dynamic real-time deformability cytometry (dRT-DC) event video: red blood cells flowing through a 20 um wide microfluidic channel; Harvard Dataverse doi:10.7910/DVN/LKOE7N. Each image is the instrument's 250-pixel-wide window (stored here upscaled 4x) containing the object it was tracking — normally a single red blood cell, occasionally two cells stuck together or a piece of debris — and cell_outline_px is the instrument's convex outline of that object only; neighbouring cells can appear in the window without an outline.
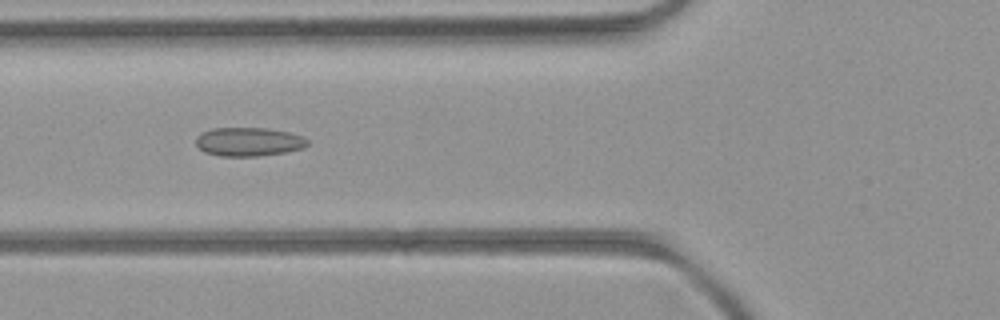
{"species": "common noctule bat (a hibernating species)", "species_latin": "Nyctalus noctula", "temperature_condition": "room temperature", "stored_images_in_passage": 48, "camera_frame_rate_fps": 3000, "um_per_image_px": 0.085, "animal": {"sex": "female", "body_mass_g": 21.9}, "frame": {"image": 1, "passage_image": 16, "time_ms": 5.0, "image_size_px": [1000, 320], "cell_outline_px": [[308, 144], [304, 148], [284, 152], [256, 156], [220, 156], [204, 152], [196, 144], [196, 136], [212, 128], [264, 128], [288, 132], [304, 136], [308, 140]], "centroid_in_image_um": [21.14, 12.05], "position_along_channel_um": 104.7, "area_um2": 18.61}}
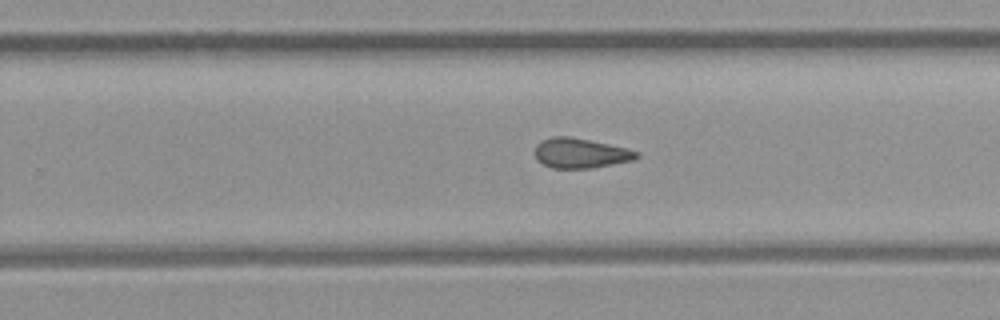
{"frame": {"image": 2, "passage_image": 29, "time_ms": 9.333, "image_size_px": [1000, 320], "cell_outline_px": [[640, 156], [632, 160], [592, 168], [552, 168], [536, 160], [536, 144], [540, 140], [552, 136], [568, 136], [608, 144], [640, 152]], "centroid_in_image_um": [49.31, 13.01], "position_along_channel_um": 280.5, "area_um2": 17.57}}
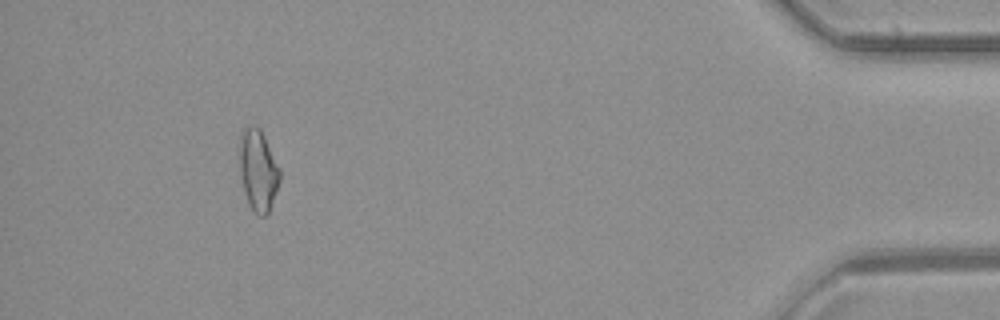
{"frame": {"image": 3, "passage_image": 44, "time_ms": 14.333, "image_size_px": [1000, 320], "cell_outline_px": [[280, 180], [268, 212], [264, 216], [256, 216], [248, 204], [240, 172], [240, 140], [244, 128], [248, 124], [256, 124], [260, 128], [280, 168]], "centroid_in_image_um": [21.94, 14.45], "position_along_channel_um": 413.3, "area_um2": 18.96}, "authors_computed_cell_mechanics": {"area_um2": 18.3804, "velocity_mm_per_s": 4.0486, "shape_relaxation_time_tau1_ms": null, "shape_relaxation_time_tau2_ms": 3.3192, "deformation_change_tau1": null, "deformation_change_tau2": 0.1135}}